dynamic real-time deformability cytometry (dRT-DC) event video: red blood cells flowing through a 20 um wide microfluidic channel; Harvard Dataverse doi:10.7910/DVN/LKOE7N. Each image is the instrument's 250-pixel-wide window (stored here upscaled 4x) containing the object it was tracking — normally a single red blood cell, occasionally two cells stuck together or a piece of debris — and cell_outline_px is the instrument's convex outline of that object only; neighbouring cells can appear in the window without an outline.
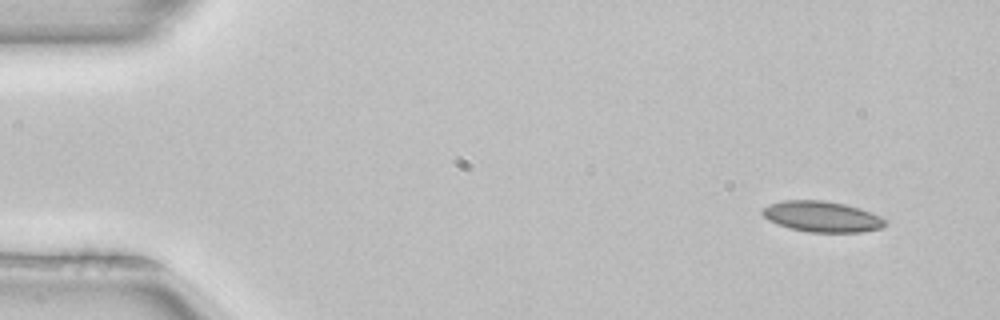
{"species": "common noctule bat (a hibernating species)", "species_latin": "Nyctalus noctula", "temperature_condition": "room temperature", "stored_images_in_passage": 3, "camera_frame_rate_fps": 3000, "um_per_image_px": 0.085, "animal": {"sex": "female", "body_mass_g": 22.7, "forearm_length_mm": 54.2}, "frame": {"image": 1, "passage_image": 1, "time_ms": 0.0, "image_size_px": [1000, 320], "cell_outline_px": [[888, 224], [884, 228], [860, 232], [808, 232], [788, 228], [776, 224], [768, 220], [760, 212], [760, 208], [768, 204], [784, 200], [824, 200], [844, 204], [860, 208], [880, 216], [888, 220]], "centroid_in_image_um": [69.86, 18.41], "position_along_channel_um": 15.1, "area_um2": 22.43}}